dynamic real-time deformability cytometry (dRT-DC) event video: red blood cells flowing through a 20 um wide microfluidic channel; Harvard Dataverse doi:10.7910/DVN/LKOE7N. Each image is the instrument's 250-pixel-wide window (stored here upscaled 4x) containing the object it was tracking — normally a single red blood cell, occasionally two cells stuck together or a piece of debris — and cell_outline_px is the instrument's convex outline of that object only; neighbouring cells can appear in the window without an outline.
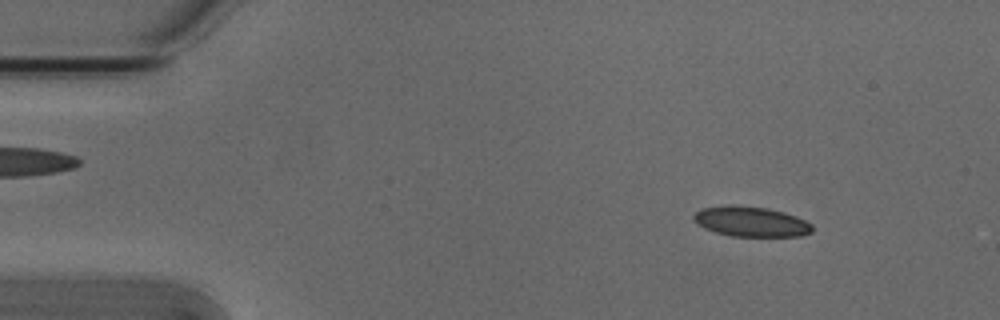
{"species": "Egyptian fruit bat (a non-hibernating species)", "species_latin": "Rousettus aegyptiacus", "temperature_condition": "cold", "stored_images_in_passage": 53, "camera_frame_rate_fps": 3000, "um_per_image_px": 0.085, "animal": {"sex": "male"}, "frame": {"image": 1, "passage_image": 6, "time_ms": 1.667, "image_size_px": [1000, 320], "cell_outline_px": [[812, 232], [800, 236], [732, 236], [716, 232], [704, 228], [696, 224], [692, 216], [700, 208], [728, 204], [732, 204], [768, 208], [784, 212], [796, 216], [812, 224]], "centroid_in_image_um": [63.8, 18.82], "position_along_channel_um": 21.2, "area_um2": 20.98}}
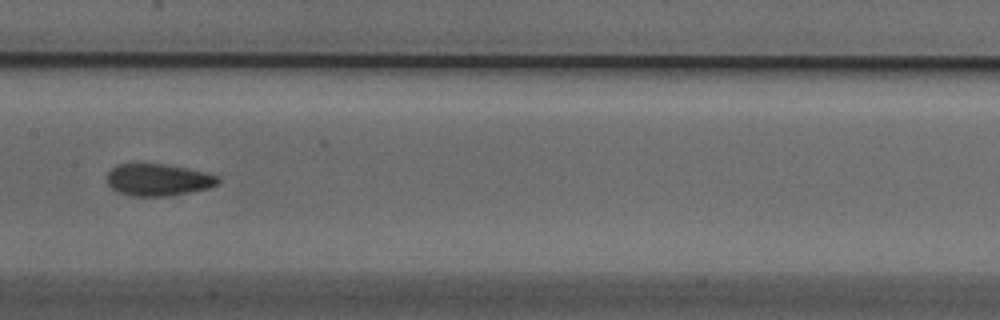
{"frame": {"image": 2, "passage_image": 26, "time_ms": 8.333, "image_size_px": [1000, 320], "cell_outline_px": [[220, 180], [216, 184], [208, 188], [168, 196], [132, 196], [120, 192], [112, 188], [108, 184], [108, 172], [116, 164], [164, 164], [204, 172], [220, 176]], "centroid_in_image_um": [13.44, 15.28], "position_along_channel_um": 194.0, "area_um2": 20.4}}
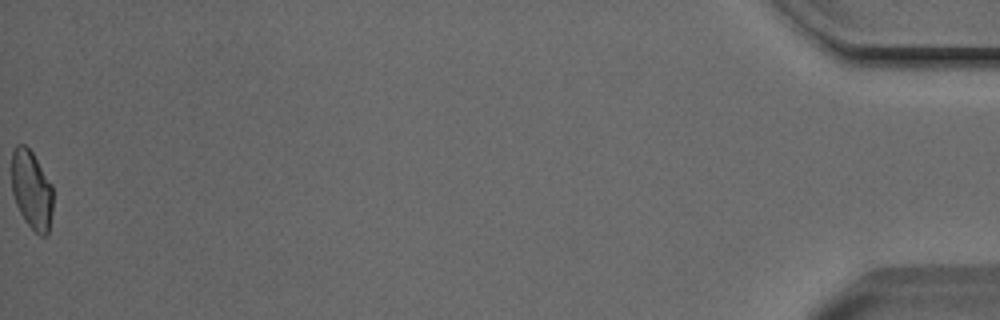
{"frame": {"image": 3, "passage_image": 53, "time_ms": 17.333, "image_size_px": [1000, 320], "cell_outline_px": [[52, 212], [48, 236], [40, 236], [24, 220], [16, 204], [12, 192], [12, 152], [16, 144], [24, 144], [32, 152], [52, 184]], "centroid_in_image_um": [2.69, 16.15], "position_along_channel_um": 432.5, "area_um2": 19.02}, "authors_computed_cell_mechanics": {"area_um2": 20.6346, "velocity_mm_per_s": 3.8328, "shape_relaxation_time_tau1_ms": 4.4298, "shape_relaxation_time_tau2_ms": 1.8052, "deformation_change_tau1": 0.1107, "deformation_change_tau2": 0.063}}